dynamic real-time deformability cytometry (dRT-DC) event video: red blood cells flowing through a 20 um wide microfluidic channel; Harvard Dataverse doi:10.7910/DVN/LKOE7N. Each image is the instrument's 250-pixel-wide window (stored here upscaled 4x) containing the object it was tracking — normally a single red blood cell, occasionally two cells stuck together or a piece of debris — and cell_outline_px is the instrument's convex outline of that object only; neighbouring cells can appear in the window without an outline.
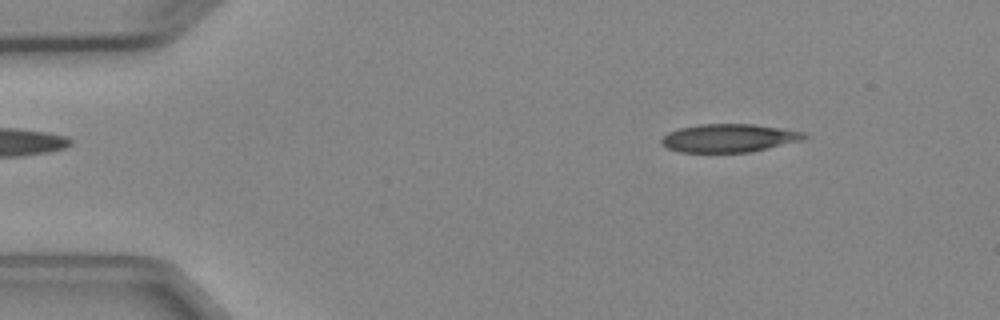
{"species": "Egyptian fruit bat (a non-hibernating species)", "species_latin": "Rousettus aegyptiacus", "temperature_condition": "cold", "stored_images_in_passage": 2, "camera_frame_rate_fps": 3000, "um_per_image_px": 0.085, "animal": {"sex": "female"}, "frame": {"image": 1, "passage_image": 1, "time_ms": 0.0, "image_size_px": [1000, 320], "cell_outline_px": [[808, 136], [800, 140], [752, 152], [680, 152], [668, 148], [660, 140], [668, 132], [680, 128], [696, 124], [756, 124], [804, 132]], "centroid_in_image_um": [61.95, 11.73], "position_along_channel_um": 23.1, "area_um2": 23.29}}